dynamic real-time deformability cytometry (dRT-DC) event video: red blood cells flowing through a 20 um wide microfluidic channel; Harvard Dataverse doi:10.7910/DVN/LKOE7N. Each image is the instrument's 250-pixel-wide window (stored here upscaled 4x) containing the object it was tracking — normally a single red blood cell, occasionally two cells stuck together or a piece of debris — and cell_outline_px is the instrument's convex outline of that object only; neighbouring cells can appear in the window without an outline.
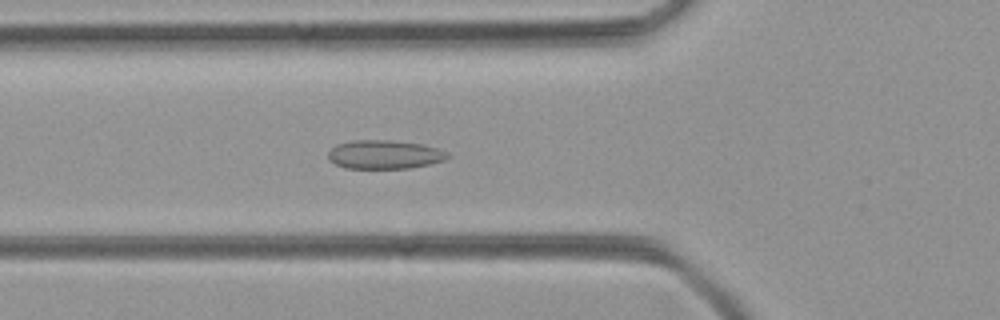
{"species": "common noctule bat (a hibernating species)", "species_latin": "Nyctalus noctula", "temperature_condition": "room temperature", "stored_images_in_passage": 49, "camera_frame_rate_fps": 3000, "um_per_image_px": 0.085, "animal": {"sex": "female", "body_mass_g": 21.9}, "frame": {"image": 1, "passage_image": 17, "time_ms": 5.333, "image_size_px": [1000, 320], "cell_outline_px": [[452, 156], [444, 160], [412, 168], [344, 168], [328, 160], [328, 152], [336, 144], [352, 140], [392, 140], [424, 144], [448, 152]], "centroid_in_image_um": [32.68, 13.13], "position_along_channel_um": 93.1, "area_um2": 20.17}}
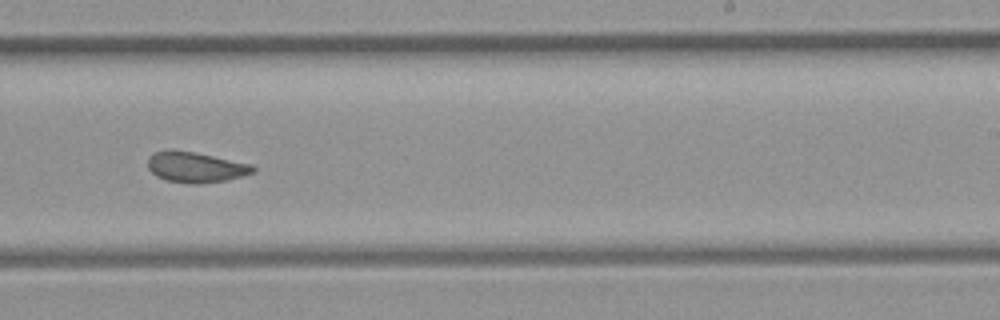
{"frame": {"image": 2, "passage_image": 30, "time_ms": 9.667, "image_size_px": [1000, 320], "cell_outline_px": [[256, 172], [228, 180], [200, 184], [192, 184], [164, 180], [156, 176], [148, 168], [148, 156], [152, 152], [168, 148], [172, 148], [196, 152], [252, 164], [256, 168]], "centroid_in_image_um": [16.6, 14.19], "position_along_channel_um": 272.4, "area_um2": 19.31}}
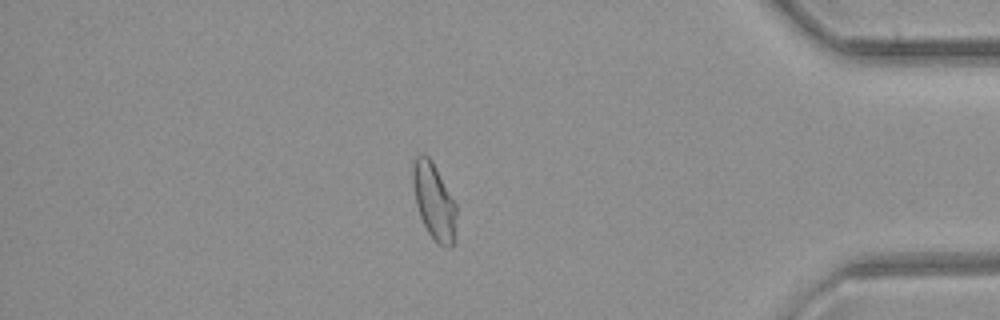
{"frame": {"image": 3, "passage_image": 42, "time_ms": 13.667, "image_size_px": [1000, 320], "cell_outline_px": [[456, 240], [452, 248], [444, 248], [436, 244], [428, 232], [420, 216], [416, 204], [412, 184], [412, 168], [416, 156], [420, 152], [424, 152], [432, 160], [456, 204]], "centroid_in_image_um": [36.9, 17.15], "position_along_channel_um": 398.3, "area_um2": 19.88}}